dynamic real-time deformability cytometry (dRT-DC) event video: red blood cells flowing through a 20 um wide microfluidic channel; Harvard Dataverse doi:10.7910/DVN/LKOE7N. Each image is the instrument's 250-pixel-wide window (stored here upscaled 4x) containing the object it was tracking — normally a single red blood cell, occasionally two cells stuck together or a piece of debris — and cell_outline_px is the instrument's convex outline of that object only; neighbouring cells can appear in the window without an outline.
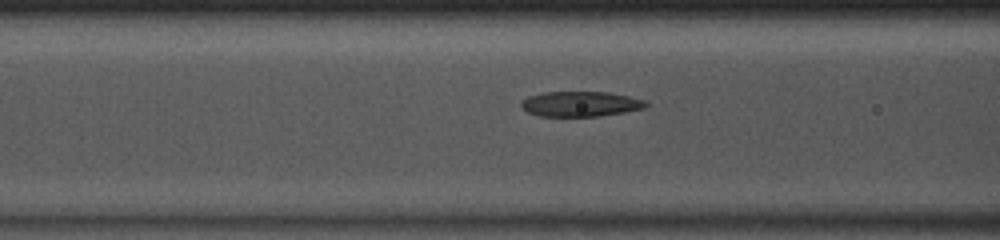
{"species": "common noctule bat (a hibernating species)", "species_latin": "Nyctalus noctula", "temperature_condition": "room temperature", "stored_images_in_passage": 49, "camera_frame_rate_fps": 3000, "um_per_image_px": 0.085, "animal": {"sex": "male", "body_mass_g": 13.0, "forearm_length_mm": 53.1}, "frame": {"image": 1, "passage_image": 20, "time_ms": 6.333, "image_size_px": [1000, 240], "cell_outline_px": [[648, 104], [644, 108], [624, 112], [600, 116], [540, 116], [528, 112], [520, 104], [520, 100], [528, 96], [544, 92], [608, 92], [628, 96], [644, 100]], "centroid_in_image_um": [49.32, 8.83], "position_along_channel_um": 117.3, "area_um2": 18.21}}
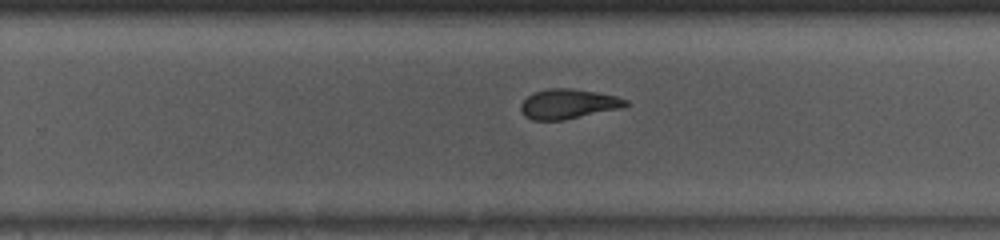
{"frame": {"image": 2, "passage_image": 32, "time_ms": 10.333, "image_size_px": [1000, 240], "cell_outline_px": [[632, 104], [620, 108], [564, 120], [532, 120], [524, 116], [520, 112], [520, 104], [532, 92], [548, 88], [572, 88], [596, 92], [616, 96], [628, 100]], "centroid_in_image_um": [48.28, 8.83], "position_along_channel_um": 281.5, "area_um2": 18.38}}
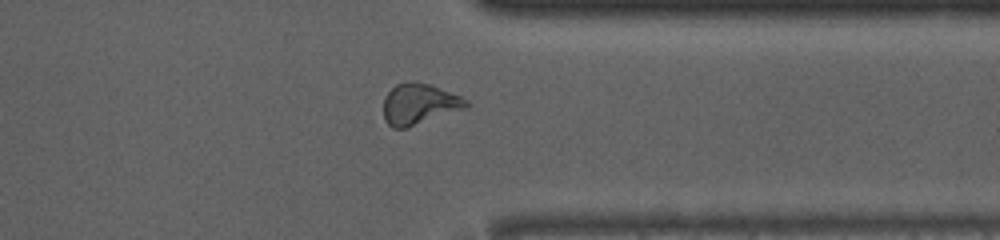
{"frame": {"image": 3, "passage_image": 39, "time_ms": 12.667, "image_size_px": [1000, 240], "cell_outline_px": [[468, 104], [464, 108], [408, 128], [392, 128], [384, 120], [384, 96], [396, 84], [412, 80], [416, 80], [428, 84], [460, 96], [468, 100]], "centroid_in_image_um": [35.58, 8.84], "position_along_channel_um": 375.8, "area_um2": 19.59}, "authors_computed_cell_mechanics": {"area_um2": 19.1896, "velocity_mm_per_s": 4.1024, "shape_relaxation_time_tau1_ms": 5.6547, "shape_relaxation_time_tau2_ms": 1.0437, "deformation_change_tau1": 0.1921, "deformation_change_tau2": 0.0761}}